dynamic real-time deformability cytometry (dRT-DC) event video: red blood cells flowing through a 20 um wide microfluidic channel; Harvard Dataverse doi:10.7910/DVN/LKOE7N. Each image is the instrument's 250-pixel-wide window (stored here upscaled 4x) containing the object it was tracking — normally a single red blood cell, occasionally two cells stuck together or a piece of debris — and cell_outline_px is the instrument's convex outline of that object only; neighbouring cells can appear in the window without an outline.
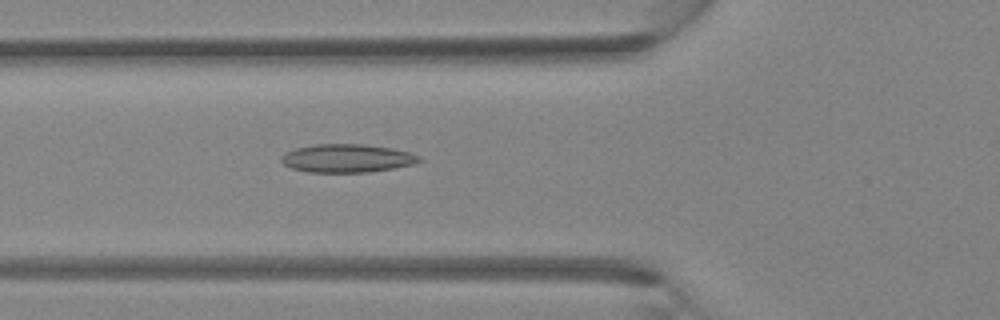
{"species": "Egyptian fruit bat (a non-hibernating species)", "species_latin": "Rousettus aegyptiacus", "temperature_condition": "room temperature", "stored_images_in_passage": 24, "camera_frame_rate_fps": 3000, "um_per_image_px": 0.085, "animal": {"sex": "female"}, "frame": {"image": 1, "passage_image": 2, "time_ms": 0.333, "image_size_px": [1000, 320], "cell_outline_px": [[400, 164], [384, 168], [348, 172], [324, 172], [300, 168], [308, 148], [380, 148], [396, 152]], "centroid_in_image_um": [29.62, 13.55], "position_along_channel_um": 96.2, "area_um2": 14.68}}
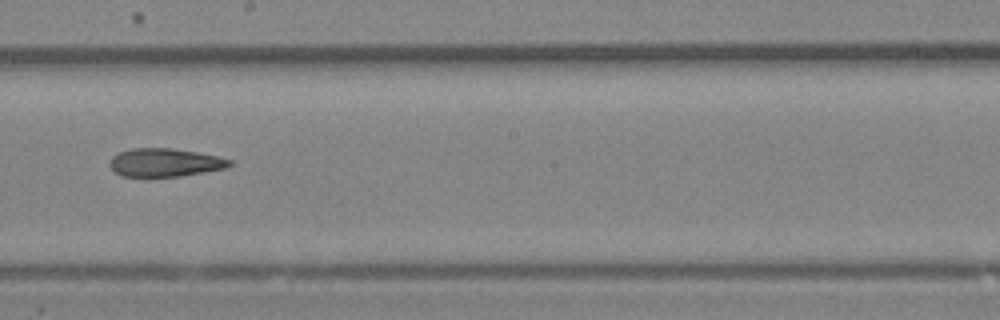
{"frame": {"image": 2, "passage_image": 10, "time_ms": 3.0, "image_size_px": [1000, 320], "cell_outline_px": [[228, 164], [216, 168], [168, 176], [132, 176], [120, 172], [116, 168], [120, 156], [128, 152], [188, 152], [208, 156], [224, 160]], "centroid_in_image_um": [14.07, 13.9], "position_along_channel_um": 234.1, "area_um2": 15.14}}
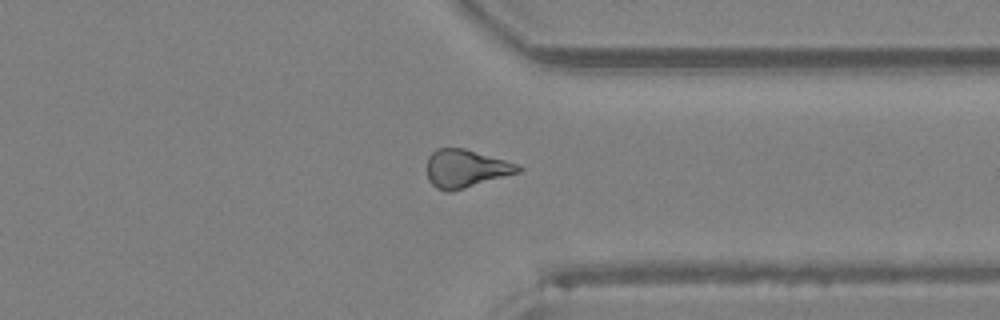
{"frame": {"image": 3, "passage_image": 18, "time_ms": 5.667, "image_size_px": [1000, 320], "cell_outline_px": [[520, 168], [512, 172], [456, 188], [440, 188], [432, 180], [428, 172], [428, 164], [448, 148], [456, 148], [472, 152]], "centroid_in_image_um": [39.51, 14.32], "position_along_channel_um": 371.9, "area_um2": 16.18}}